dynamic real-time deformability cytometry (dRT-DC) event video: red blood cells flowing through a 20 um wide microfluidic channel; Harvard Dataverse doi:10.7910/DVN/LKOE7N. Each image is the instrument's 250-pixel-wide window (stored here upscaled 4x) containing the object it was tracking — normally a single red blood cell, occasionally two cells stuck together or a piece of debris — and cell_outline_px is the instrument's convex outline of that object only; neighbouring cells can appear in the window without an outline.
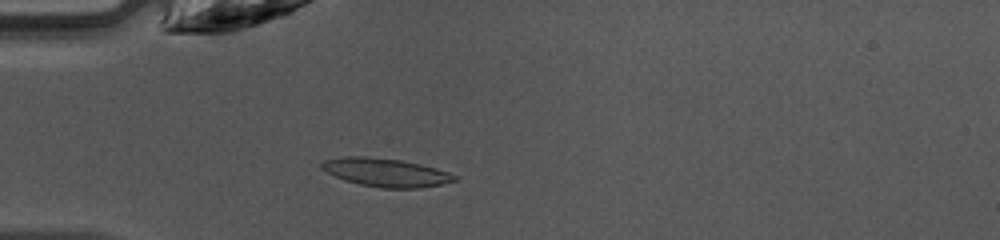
{"species": "common noctule bat (a hibernating species)", "species_latin": "Nyctalus noctula", "temperature_condition": "warm", "stored_images_in_passage": 48, "camera_frame_rate_fps": 3000, "um_per_image_px": 0.085, "animal": {"sex": "female", "body_mass_g": 10.0, "forearm_length_mm": 53.1}, "frame": {"image": 1, "passage_image": 14, "time_ms": 4.333, "image_size_px": [1000, 240], "cell_outline_px": [[460, 176], [456, 180], [440, 184], [420, 188], [380, 188], [360, 184], [344, 180], [320, 168], [320, 164], [324, 160], [344, 156], [364, 156], [400, 160], [420, 164], [436, 168]], "centroid_in_image_um": [32.8, 14.66], "position_along_channel_um": 52.2, "area_um2": 21.91}}
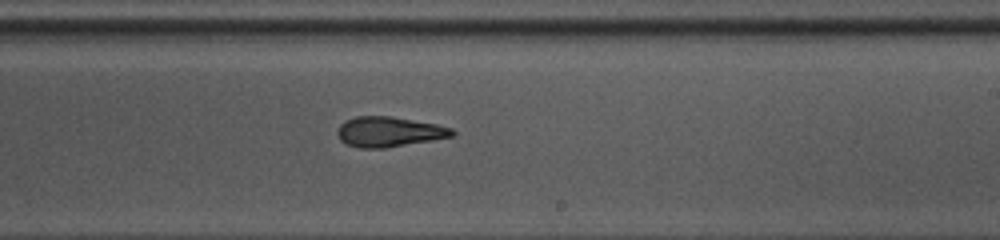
{"frame": {"image": 2, "passage_image": 29, "time_ms": 9.333, "image_size_px": [1000, 240], "cell_outline_px": [[456, 132], [452, 136], [432, 140], [384, 148], [360, 148], [348, 144], [340, 140], [336, 132], [340, 124], [344, 120], [356, 116], [392, 116], [436, 124], [452, 128]], "centroid_in_image_um": [33.04, 11.19], "position_along_channel_um": 256.0, "area_um2": 20.11}}
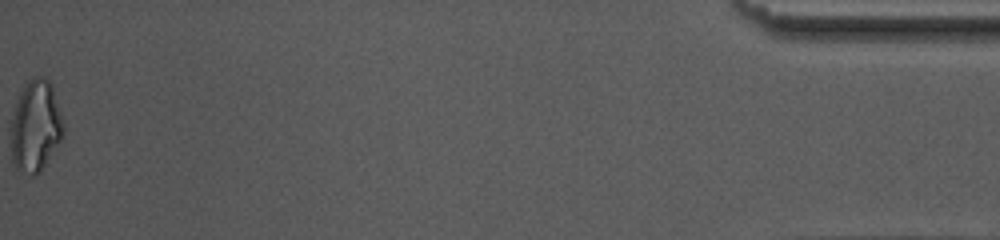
{"frame": {"image": 3, "passage_image": 48, "time_ms": 15.667, "image_size_px": [1000, 240], "cell_outline_px": [[64, 132], [60, 140], [44, 164], [32, 176], [16, 172], [12, 164], [12, 116], [16, 100], [24, 84], [32, 76], [44, 76], [52, 84], [64, 120]], "centroid_in_image_um": [3.02, 10.67], "position_along_channel_um": 432.2, "area_um2": 28.09}, "authors_computed_cell_mechanics": {"area_um2": 20.6635, "velocity_mm_per_s": 4.2406, "shape_relaxation_time_tau1_ms": null, "shape_relaxation_time_tau2_ms": 3.0029, "deformation_change_tau1": null, "deformation_change_tau2": 0.1218}}